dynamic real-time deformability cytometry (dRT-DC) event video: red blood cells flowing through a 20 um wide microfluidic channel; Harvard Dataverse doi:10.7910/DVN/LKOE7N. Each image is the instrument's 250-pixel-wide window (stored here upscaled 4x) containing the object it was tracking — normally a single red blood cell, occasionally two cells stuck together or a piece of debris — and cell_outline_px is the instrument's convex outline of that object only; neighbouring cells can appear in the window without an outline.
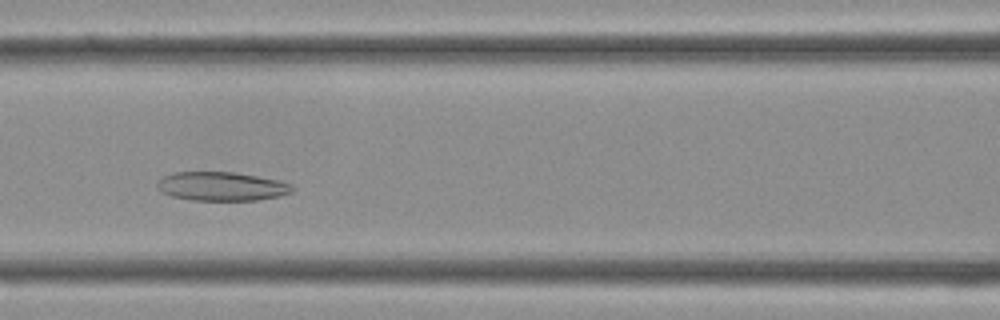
{"species": "Egyptian fruit bat (a non-hibernating species)", "species_latin": "Rousettus aegyptiacus", "temperature_condition": "cold", "stored_images_in_passage": 28, "camera_frame_rate_fps": 3000, "um_per_image_px": 0.085, "frame": {"image": 1, "passage_image": 7, "time_ms": 2.0, "image_size_px": [1000, 320], "cell_outline_px": [[292, 192], [280, 196], [256, 200], [192, 200], [172, 196], [160, 192], [156, 188], [156, 184], [164, 176], [172, 172], [232, 172], [280, 180], [292, 184]], "centroid_in_image_um": [18.82, 15.84], "position_along_channel_um": 147.8, "area_um2": 22.72}}
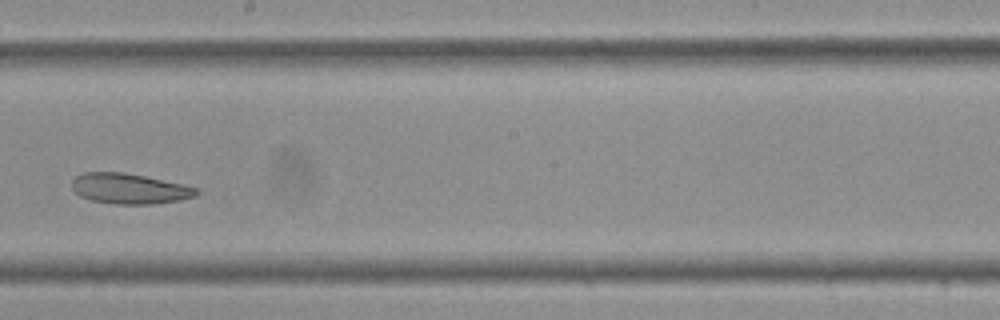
{"frame": {"image": 2, "passage_image": 12, "time_ms": 3.667, "image_size_px": [1000, 320], "cell_outline_px": [[200, 192], [196, 196], [180, 200], [152, 204], [116, 204], [92, 200], [80, 196], [72, 188], [72, 180], [76, 176], [84, 172], [124, 172], [184, 184], [200, 188]], "centroid_in_image_um": [11.04, 16.03], "position_along_channel_um": 237.2, "area_um2": 22.14}}
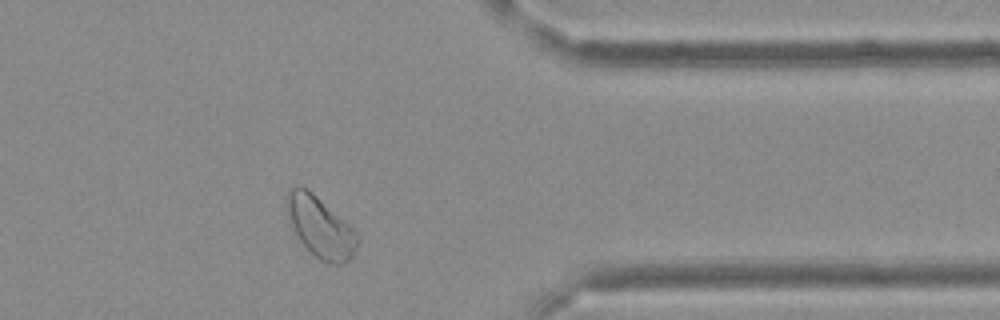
{"frame": {"image": 3, "passage_image": 21, "time_ms": 6.667, "image_size_px": [1000, 320], "cell_outline_px": [[360, 240], [352, 256], [344, 264], [332, 264], [320, 260], [300, 240], [288, 220], [284, 200], [284, 196], [288, 188], [296, 184], [300, 184], [308, 188], [348, 224], [360, 236]], "centroid_in_image_um": [27.18, 19.24], "position_along_channel_um": 384.2, "area_um2": 25.26}}